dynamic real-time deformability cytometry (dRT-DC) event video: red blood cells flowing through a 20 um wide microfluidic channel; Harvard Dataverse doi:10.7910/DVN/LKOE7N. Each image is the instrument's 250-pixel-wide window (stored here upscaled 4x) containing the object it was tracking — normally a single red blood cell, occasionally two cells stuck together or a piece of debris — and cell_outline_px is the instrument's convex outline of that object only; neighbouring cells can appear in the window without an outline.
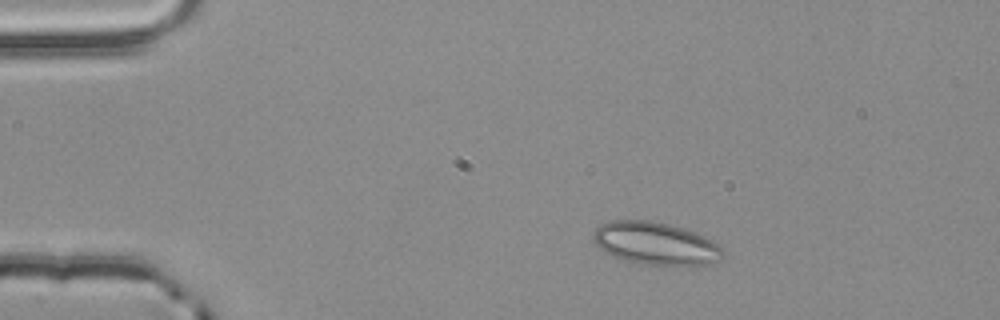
{"species": "common noctule bat (a hibernating species)", "species_latin": "Nyctalus noctula", "temperature_condition": "room temperature", "stored_images_in_passage": 46, "camera_frame_rate_fps": 3000, "um_per_image_px": 0.085, "animal": {"sex": "male", "body_mass_g": 20.4}, "frame": {"image": 1, "passage_image": 1, "time_ms": 0.0, "image_size_px": [1000, 320], "cell_outline_px": [[724, 256], [708, 264], [692, 268], [644, 264], [624, 260], [612, 256], [604, 252], [596, 244], [596, 228], [600, 224], [612, 220], [648, 220], [668, 224], [684, 228], [704, 236], [712, 240], [724, 248]], "centroid_in_image_um": [55.8, 20.73], "position_along_channel_um": 29.2, "area_um2": 32.66}}
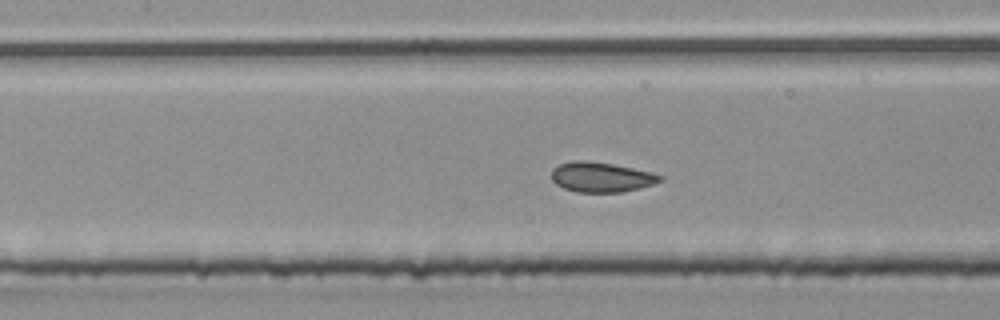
{"frame": {"image": 2, "passage_image": 16, "time_ms": 5.0, "image_size_px": [1000, 320], "cell_outline_px": [[664, 180], [640, 188], [620, 192], [576, 192], [564, 188], [556, 184], [552, 180], [552, 168], [560, 164], [576, 160], [588, 160], [612, 164], [652, 172], [664, 176]], "centroid_in_image_um": [51.11, 15.05], "position_along_channel_um": 156.3, "area_um2": 18.96}}
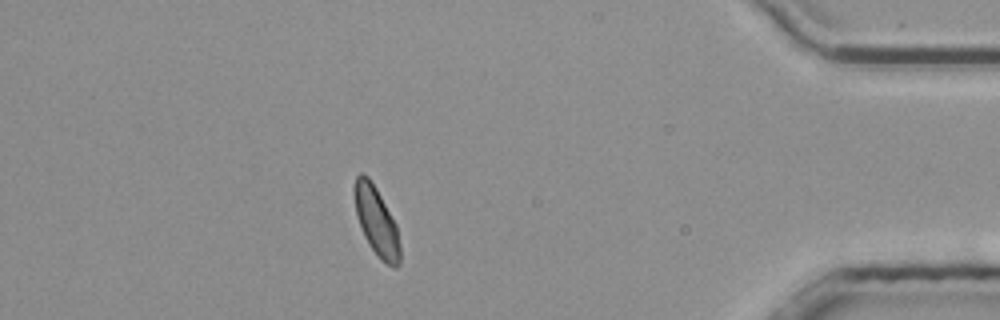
{"frame": {"image": 3, "passage_image": 39, "time_ms": 12.667, "image_size_px": [1000, 320], "cell_outline_px": [[400, 264], [396, 268], [392, 268], [380, 260], [376, 256], [368, 244], [364, 236], [356, 212], [352, 192], [352, 188], [356, 176], [360, 172], [368, 176], [376, 188], [396, 224], [400, 244]], "centroid_in_image_um": [31.98, 18.83], "position_along_channel_um": 403.2, "area_um2": 18.55}, "authors_computed_cell_mechanics": {"area_um2": 18.5538, "velocity_mm_per_s": 3.8284, "shape_relaxation_time_tau1_ms": null, "shape_relaxation_time_tau2_ms": 0.6352, "deformation_change_tau1": null, "deformation_change_tau2": 0.0487}}